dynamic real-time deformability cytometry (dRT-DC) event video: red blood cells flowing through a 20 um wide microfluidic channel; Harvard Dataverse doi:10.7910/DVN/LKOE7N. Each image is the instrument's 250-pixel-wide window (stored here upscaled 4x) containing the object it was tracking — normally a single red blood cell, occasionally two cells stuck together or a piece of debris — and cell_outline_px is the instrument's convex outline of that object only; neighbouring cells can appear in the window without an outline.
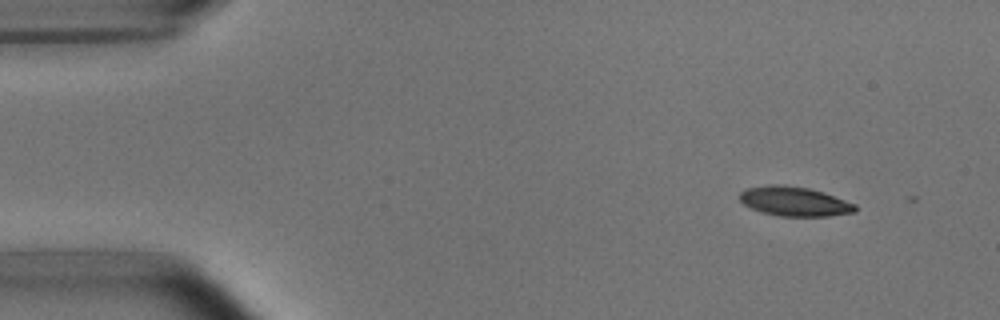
{"species": "common noctule bat (a hibernating species)", "species_latin": "Nyctalus noctula", "temperature_condition": "room temperature", "stored_images_in_passage": 2, "camera_frame_rate_fps": 3000, "um_per_image_px": 0.085, "animal": {"sex": "male", "body_mass_g": 15.6}, "frame": {"image": 1, "passage_image": 1, "time_ms": 0.0, "image_size_px": [1000, 320], "cell_outline_px": [[856, 212], [828, 216], [780, 216], [764, 212], [752, 208], [744, 204], [740, 200], [740, 192], [748, 188], [768, 184], [784, 184], [808, 188], [824, 192], [856, 204]], "centroid_in_image_um": [67.55, 17.11], "position_along_channel_um": 17.5, "area_um2": 19.77}}